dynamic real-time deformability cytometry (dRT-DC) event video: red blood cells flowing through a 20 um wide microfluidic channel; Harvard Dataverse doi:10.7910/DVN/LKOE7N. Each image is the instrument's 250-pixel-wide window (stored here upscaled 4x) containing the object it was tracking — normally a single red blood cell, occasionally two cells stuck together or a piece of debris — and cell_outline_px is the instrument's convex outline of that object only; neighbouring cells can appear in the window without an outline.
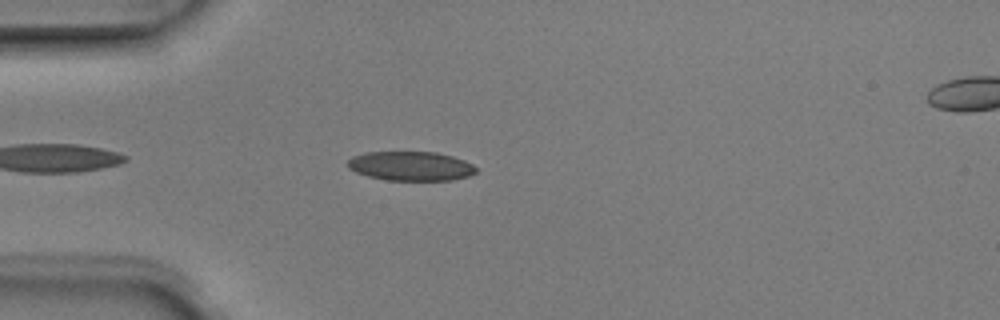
{"species": "Egyptian fruit bat (a non-hibernating species)", "species_latin": "Rousettus aegyptiacus", "temperature_condition": "room temperature", "stored_images_in_passage": 5, "segment_of_instrument_passage": [1, 2], "camera_frame_rate_fps": 3000, "um_per_image_px": 0.085, "animal": {"sex": "male"}, "frame": {"image": 1, "passage_image": 4, "time_ms": 1.0, "image_size_px": [1000, 320], "cell_outline_px": [[476, 172], [468, 176], [452, 180], [388, 180], [368, 176], [356, 172], [348, 168], [348, 160], [352, 156], [368, 152], [436, 152], [452, 156], [464, 160], [472, 164], [476, 168]], "centroid_in_image_um": [34.91, 14.11], "position_along_channel_um": 50.1, "area_um2": 21.79}}